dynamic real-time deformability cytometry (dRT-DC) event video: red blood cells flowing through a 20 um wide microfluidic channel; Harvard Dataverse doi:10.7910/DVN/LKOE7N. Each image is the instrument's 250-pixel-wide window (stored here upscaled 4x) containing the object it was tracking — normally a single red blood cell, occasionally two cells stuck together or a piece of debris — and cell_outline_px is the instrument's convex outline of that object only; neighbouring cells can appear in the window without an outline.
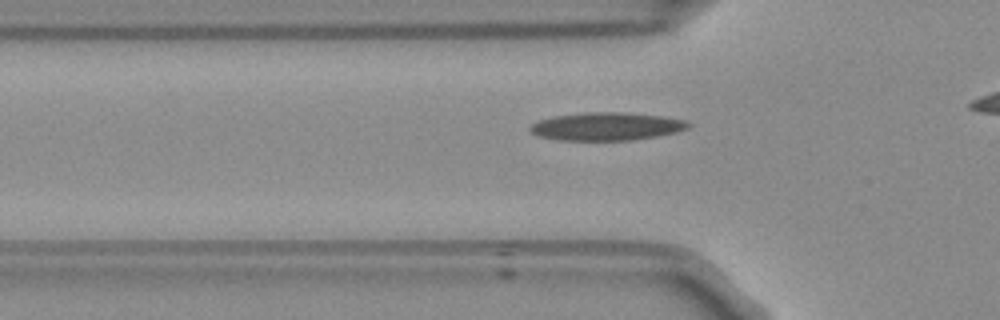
{"species": "Egyptian fruit bat (a non-hibernating species)", "species_latin": "Rousettus aegyptiacus", "temperature_condition": "room temperature", "stored_images_in_passage": 28, "camera_frame_rate_fps": 3000, "um_per_image_px": 0.085, "frame": {"image": 1, "passage_image": 9, "time_ms": 2.667, "image_size_px": [1000, 320], "cell_outline_px": [[692, 124], [688, 128], [676, 132], [656, 136], [632, 140], [560, 140], [540, 136], [532, 132], [528, 128], [532, 124], [540, 120], [552, 116], [588, 112], [624, 112], [660, 116], [688, 120]], "centroid_in_image_um": [51.59, 10.74], "position_along_channel_um": 74.2, "area_um2": 25.72}}
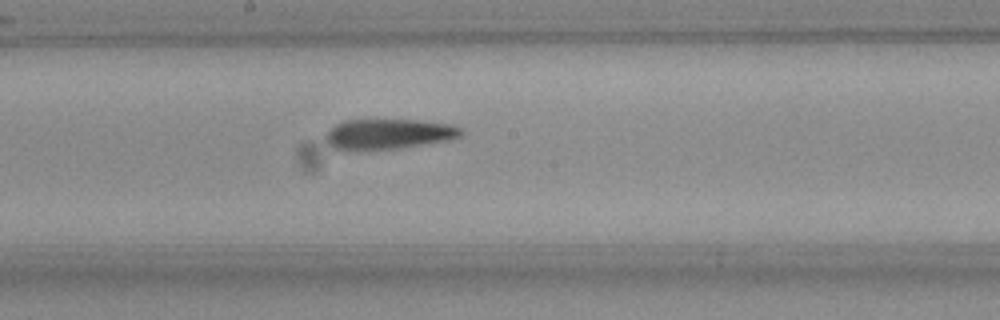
{"frame": {"image": 2, "passage_image": 20, "time_ms": 6.333, "image_size_px": [1000, 320], "cell_outline_px": [[464, 136], [452, 140], [428, 144], [400, 148], [356, 152], [332, 148], [324, 140], [324, 136], [328, 128], [344, 120], [420, 120], [452, 124], [464, 128]], "centroid_in_image_um": [33.03, 11.42], "position_along_channel_um": 215.2, "area_um2": 24.97}}
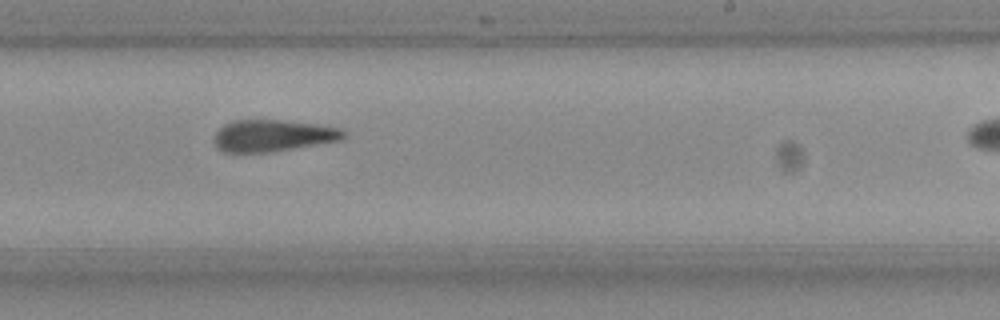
{"frame": {"image": 3, "passage_image": 24, "time_ms": 7.667, "image_size_px": [1000, 320], "cell_outline_px": [[348, 136], [340, 140], [276, 152], [224, 152], [216, 148], [212, 140], [216, 132], [224, 124], [232, 120], [280, 120], [320, 124], [340, 128], [348, 132]], "centroid_in_image_um": [23.21, 11.53], "position_along_channel_um": 265.8, "area_um2": 24.45}}